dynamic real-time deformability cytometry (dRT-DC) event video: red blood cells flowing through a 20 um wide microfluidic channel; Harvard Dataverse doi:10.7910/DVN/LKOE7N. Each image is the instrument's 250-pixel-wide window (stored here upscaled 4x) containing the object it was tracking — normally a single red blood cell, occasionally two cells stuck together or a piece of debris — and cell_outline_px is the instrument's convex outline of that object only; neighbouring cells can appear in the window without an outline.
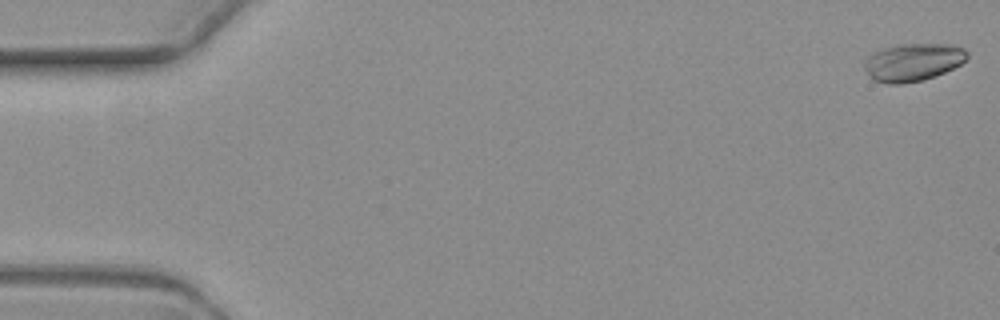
{"species": "common noctule bat (a hibernating species)", "species_latin": "Nyctalus noctula", "temperature_condition": "warm", "stored_images_in_passage": 6, "segment_of_instrument_passage": [1, 2], "camera_frame_rate_fps": 3000, "um_per_image_px": 0.085, "animal": {"sex": "female", "body_mass_g": 19.3, "forearm_length_mm": 54.1}, "frame": {"image": 1, "passage_image": 1, "time_ms": 0.0, "image_size_px": [1000, 320], "cell_outline_px": [[968, 56], [960, 64], [944, 72], [924, 80], [904, 84], [888, 84], [872, 80], [864, 68], [864, 60], [872, 52], [896, 44], [952, 44], [964, 48], [968, 52]], "centroid_in_image_um": [77.57, 5.29], "position_along_channel_um": 7.4, "area_um2": 22.83}}
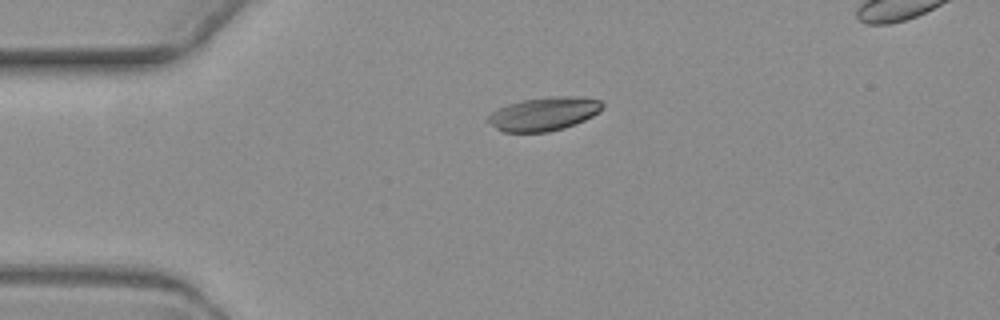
{"frame": {"image": 2, "passage_image": 4, "time_ms": 4.333, "image_size_px": [1000, 320], "cell_outline_px": [[604, 108], [592, 116], [584, 120], [564, 128], [548, 132], [504, 132], [488, 124], [484, 120], [492, 112], [508, 104], [520, 100], [548, 96], [580, 96], [600, 100], [604, 104]], "centroid_in_image_um": [46.22, 9.67], "position_along_channel_um": 38.8, "area_um2": 22.6}}